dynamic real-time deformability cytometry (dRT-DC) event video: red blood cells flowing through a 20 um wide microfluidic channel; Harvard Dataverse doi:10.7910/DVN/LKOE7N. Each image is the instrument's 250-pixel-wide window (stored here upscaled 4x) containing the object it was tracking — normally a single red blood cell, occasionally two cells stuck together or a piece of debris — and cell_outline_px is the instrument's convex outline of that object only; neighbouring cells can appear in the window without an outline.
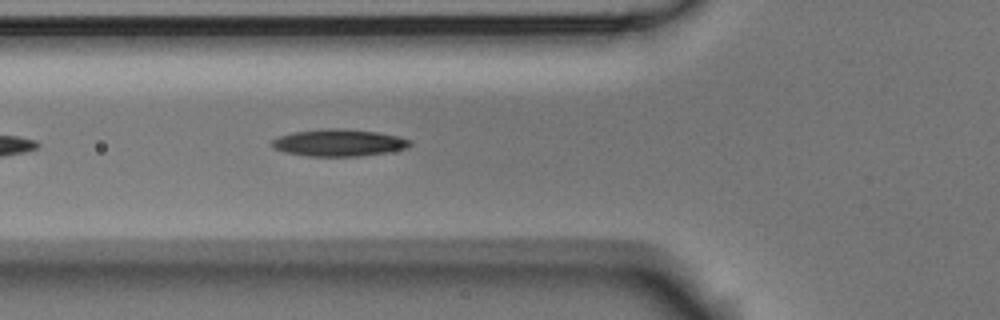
{"species": "Egyptian fruit bat (a non-hibernating species)", "species_latin": "Rousettus aegyptiacus", "temperature_condition": "room temperature", "stored_images_in_passage": 4, "camera_frame_rate_fps": 3000, "um_per_image_px": 0.085, "animal": {"sex": "male"}, "frame": {"image": 1, "passage_image": 4, "time_ms": 1.0, "image_size_px": [1000, 320], "cell_outline_px": [[412, 144], [408, 148], [388, 152], [356, 156], [308, 156], [284, 152], [272, 148], [272, 140], [280, 136], [292, 132], [320, 128], [340, 128], [380, 132], [412, 140]], "centroid_in_image_um": [28.8, 12.12], "position_along_channel_um": 97.0, "area_um2": 21.91}}